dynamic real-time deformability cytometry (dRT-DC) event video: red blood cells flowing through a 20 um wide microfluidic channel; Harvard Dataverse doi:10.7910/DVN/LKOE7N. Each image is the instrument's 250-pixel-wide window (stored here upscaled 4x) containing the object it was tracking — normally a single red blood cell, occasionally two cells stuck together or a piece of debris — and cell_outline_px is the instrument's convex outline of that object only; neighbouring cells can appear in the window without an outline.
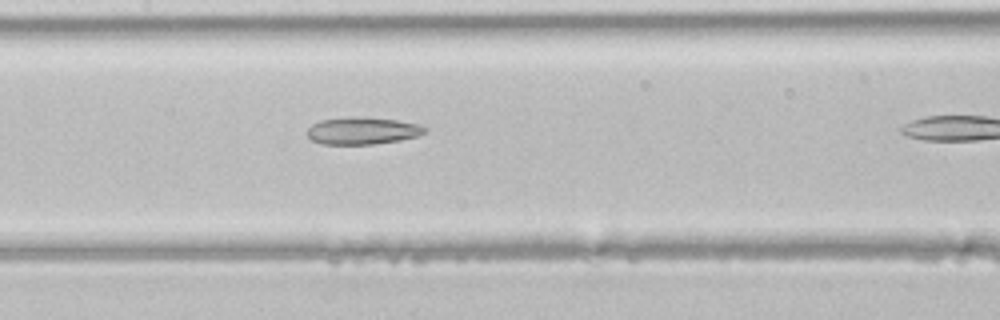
{"species": "common noctule bat (a hibernating species)", "species_latin": "Nyctalus noctula", "temperature_condition": "room temperature", "stored_images_in_passage": 19, "camera_frame_rate_fps": 3000, "um_per_image_px": 0.085, "animal": {"sex": "male", "body_mass_g": 21.5, "forearm_length_mm": 52.0}, "frame": {"image": 1, "passage_image": 11, "time_ms": 3.333, "image_size_px": [1000, 320], "cell_outline_px": [[428, 128], [424, 132], [416, 136], [400, 140], [372, 144], [320, 144], [312, 140], [308, 136], [308, 128], [312, 124], [320, 120], [348, 116], [364, 116], [396, 120], [420, 124]], "centroid_in_image_um": [30.79, 11.09], "position_along_channel_um": 176.6, "area_um2": 18.79}}
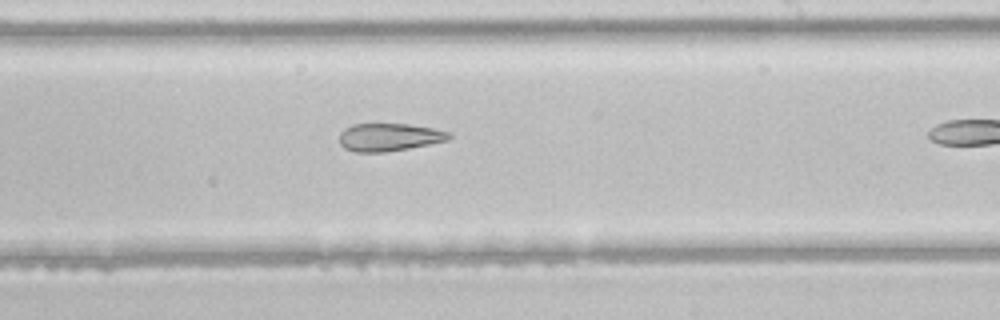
{"frame": {"image": 2, "passage_image": 16, "time_ms": 5.0, "image_size_px": [1000, 320], "cell_outline_px": [[452, 136], [448, 140], [408, 148], [384, 152], [356, 152], [344, 148], [340, 144], [340, 132], [344, 128], [352, 124], [408, 124], [432, 128], [452, 132]], "centroid_in_image_um": [33.07, 11.65], "position_along_channel_um": 255.9, "area_um2": 17.74}}